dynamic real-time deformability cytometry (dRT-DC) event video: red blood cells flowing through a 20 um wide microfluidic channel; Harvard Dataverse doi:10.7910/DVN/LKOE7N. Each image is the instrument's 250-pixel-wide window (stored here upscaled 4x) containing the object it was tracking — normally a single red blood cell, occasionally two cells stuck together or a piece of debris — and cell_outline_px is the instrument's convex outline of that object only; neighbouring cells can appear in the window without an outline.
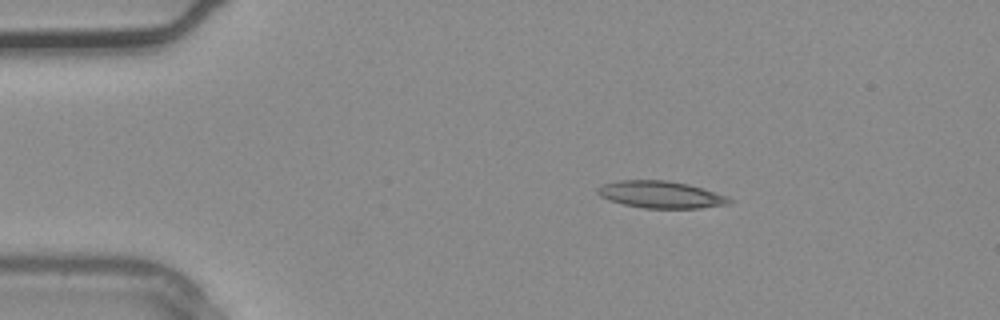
{"species": "common noctule bat (a hibernating species)", "species_latin": "Nyctalus noctula", "temperature_condition": "warm", "stored_images_in_passage": 2, "camera_frame_rate_fps": 3000, "um_per_image_px": 0.085, "animal": {"sex": "male", "body_mass_g": 20.4}, "frame": {"image": 1, "passage_image": 1, "time_ms": 0.0, "image_size_px": [1000, 320], "cell_outline_px": [[736, 200], [728, 204], [700, 208], [644, 208], [624, 204], [608, 200], [600, 196], [596, 192], [596, 188], [604, 184], [620, 180], [664, 180], [688, 184], [728, 196]], "centroid_in_image_um": [56.18, 16.54], "position_along_channel_um": 28.8, "area_um2": 20.75}}